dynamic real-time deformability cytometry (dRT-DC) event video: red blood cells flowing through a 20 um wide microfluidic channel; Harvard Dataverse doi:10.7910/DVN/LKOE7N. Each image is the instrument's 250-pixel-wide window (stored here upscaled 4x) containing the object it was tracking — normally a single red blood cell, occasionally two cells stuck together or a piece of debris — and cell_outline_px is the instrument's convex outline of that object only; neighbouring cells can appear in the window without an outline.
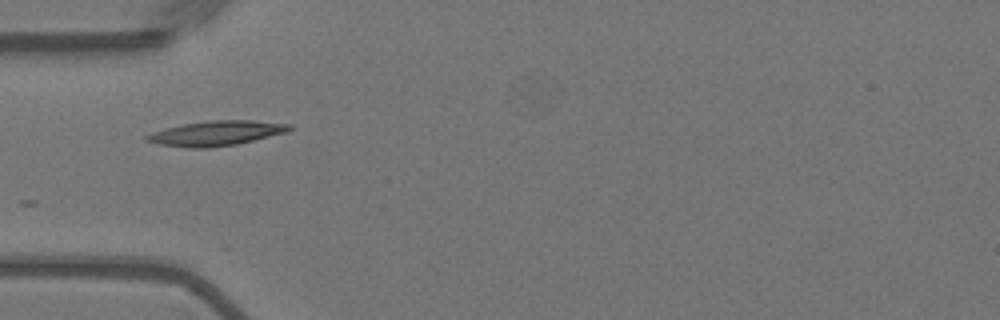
{"species": "Egyptian fruit bat (a non-hibernating species)", "species_latin": "Rousettus aegyptiacus", "temperature_condition": "warm", "stored_images_in_passage": 5, "camera_frame_rate_fps": 3000, "um_per_image_px": 0.085, "animal": {"sex": "female"}, "frame": {"image": 1, "passage_image": 1, "time_ms": 0.0, "image_size_px": [1000, 320], "cell_outline_px": [[292, 128], [288, 132], [236, 144], [208, 148], [188, 148], [160, 144], [144, 140], [144, 136], [152, 132], [164, 128], [184, 124], [208, 120], [252, 120], [292, 124]], "centroid_in_image_um": [18.38, 11.32], "position_along_channel_um": 66.6, "area_um2": 20.69}}
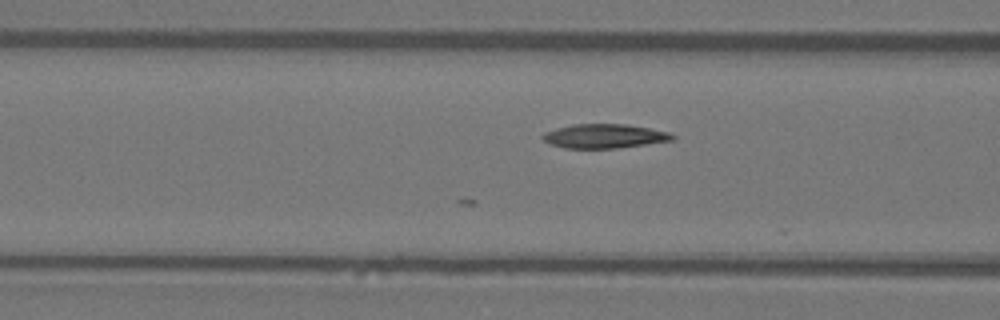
{"frame": {"image": 2, "passage_image": 5, "time_ms": 1.333, "image_size_px": [1000, 320], "cell_outline_px": [[676, 136], [672, 140], [616, 148], [564, 148], [552, 144], [544, 140], [540, 136], [544, 132], [556, 128], [572, 124], [628, 124], [672, 132]], "centroid_in_image_um": [51.38, 11.55], "position_along_channel_um": 115.2, "area_um2": 18.26}}